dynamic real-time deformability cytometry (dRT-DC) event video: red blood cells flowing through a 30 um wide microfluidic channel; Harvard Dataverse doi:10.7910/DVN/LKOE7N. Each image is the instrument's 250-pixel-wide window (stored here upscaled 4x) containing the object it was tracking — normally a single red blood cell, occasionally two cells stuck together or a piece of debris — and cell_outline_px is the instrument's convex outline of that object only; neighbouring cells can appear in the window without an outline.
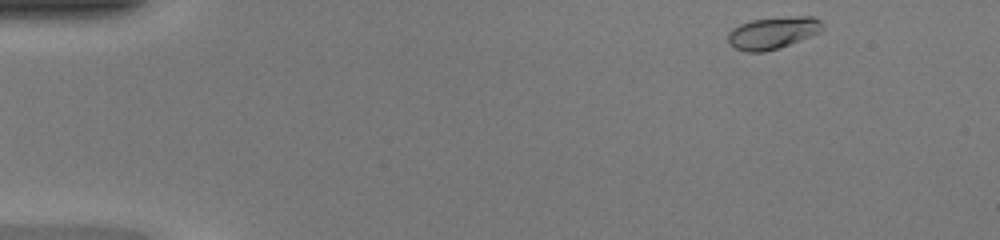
{"species": "common noctule bat (a hibernating species)", "species_latin": "Nyctalus noctula", "temperature_condition": "warm", "stored_images_in_passage": 41, "camera_frame_rate_fps": 3000, "um_per_image_px": 0.085, "animal": {"sex": "female", "body_mass_g": 20.0, "forearm_length_mm": 54.0}, "frame": {"image": 1, "passage_image": 1, "time_ms": 0.0, "image_size_px": [1000, 240], "cell_outline_px": [[824, 28], [820, 32], [780, 48], [764, 52], [744, 52], [728, 44], [728, 32], [732, 28], [740, 24], [752, 20], [796, 16], [812, 16], [820, 20], [824, 24]], "centroid_in_image_um": [65.69, 2.8], "position_along_channel_um": 19.3, "area_um2": 17.74}}
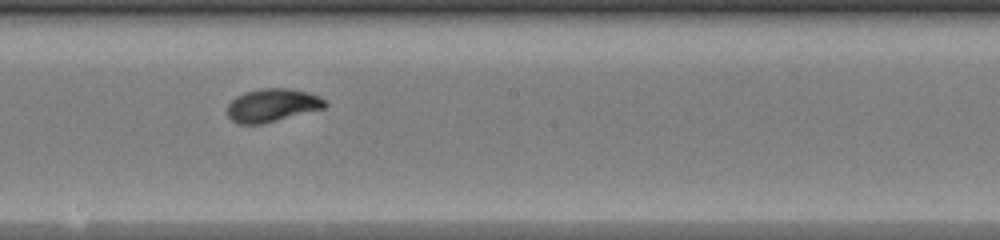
{"frame": {"image": 2, "passage_image": 23, "time_ms": 7.333, "image_size_px": [1000, 240], "cell_outline_px": [[328, 104], [324, 108], [264, 124], [236, 124], [228, 116], [228, 104], [236, 96], [244, 92], [264, 88], [288, 88], [308, 92], [320, 96]], "centroid_in_image_um": [23.14, 8.95], "position_along_channel_um": 225.1, "area_um2": 18.96}}
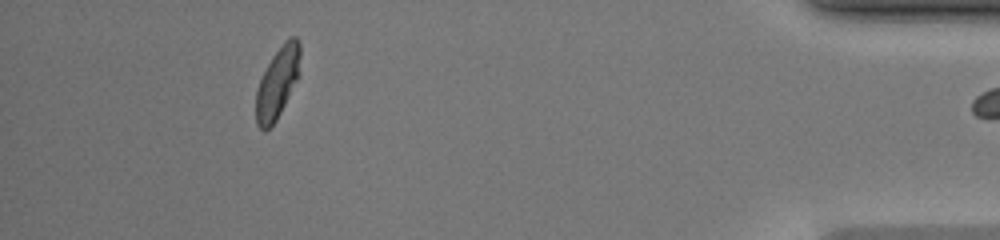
{"frame": {"image": 3, "passage_image": 40, "time_ms": 13.0, "image_size_px": [1000, 240], "cell_outline_px": [[300, 76], [276, 120], [264, 132], [256, 124], [256, 88], [272, 56], [284, 40], [288, 36], [296, 36], [300, 40]], "centroid_in_image_um": [23.61, 6.98], "position_along_channel_um": 411.6, "area_um2": 18.55}}